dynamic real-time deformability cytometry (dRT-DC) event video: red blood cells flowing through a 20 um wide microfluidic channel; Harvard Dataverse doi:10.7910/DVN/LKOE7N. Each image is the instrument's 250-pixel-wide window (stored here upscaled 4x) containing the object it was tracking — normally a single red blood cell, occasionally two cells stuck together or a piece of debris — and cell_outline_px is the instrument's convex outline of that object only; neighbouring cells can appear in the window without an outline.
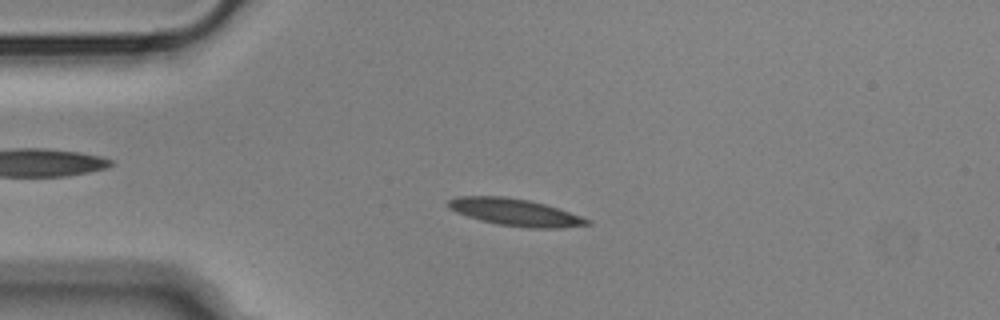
{"species": "Egyptian fruit bat (a non-hibernating species)", "species_latin": "Rousettus aegyptiacus", "temperature_condition": "cold", "stored_images_in_passage": 52, "segment_of_instrument_passage": [1, 2], "camera_frame_rate_fps": 3000, "um_per_image_px": 0.085, "animal": {"sex": "male"}, "frame": {"image": 1, "passage_image": 10, "time_ms": 3.0, "image_size_px": [1000, 320], "cell_outline_px": [[592, 224], [560, 228], [528, 228], [496, 224], [480, 220], [456, 212], [448, 208], [444, 204], [448, 200], [456, 196], [504, 196], [528, 200], [544, 204], [592, 220]], "centroid_in_image_um": [43.74, 18.04], "position_along_channel_um": 41.3, "area_um2": 21.96}}
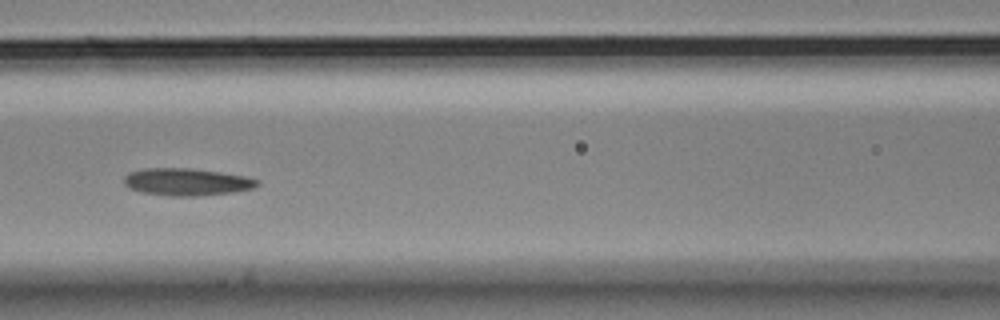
{"frame": {"image": 2, "passage_image": 21, "time_ms": 6.667, "image_size_px": [1000, 320], "cell_outline_px": [[260, 184], [256, 188], [232, 192], [200, 196], [168, 196], [140, 192], [128, 188], [124, 184], [124, 176], [128, 172], [144, 168], [188, 168], [220, 172], [244, 176], [260, 180]], "centroid_in_image_um": [15.86, 15.47], "position_along_channel_um": 150.7, "area_um2": 21.44}}
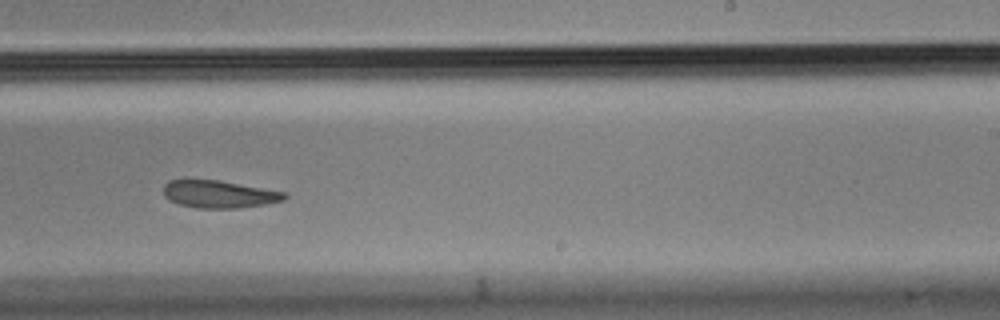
{"frame": {"image": 3, "passage_image": 31, "time_ms": 10.0, "image_size_px": [1000, 320], "cell_outline_px": [[288, 196], [284, 200], [264, 204], [236, 208], [196, 208], [180, 204], [168, 200], [164, 196], [164, 184], [168, 180], [184, 176], [216, 180], [284, 192]], "centroid_in_image_um": [18.49, 16.46], "position_along_channel_um": 270.5, "area_um2": 19.77}}